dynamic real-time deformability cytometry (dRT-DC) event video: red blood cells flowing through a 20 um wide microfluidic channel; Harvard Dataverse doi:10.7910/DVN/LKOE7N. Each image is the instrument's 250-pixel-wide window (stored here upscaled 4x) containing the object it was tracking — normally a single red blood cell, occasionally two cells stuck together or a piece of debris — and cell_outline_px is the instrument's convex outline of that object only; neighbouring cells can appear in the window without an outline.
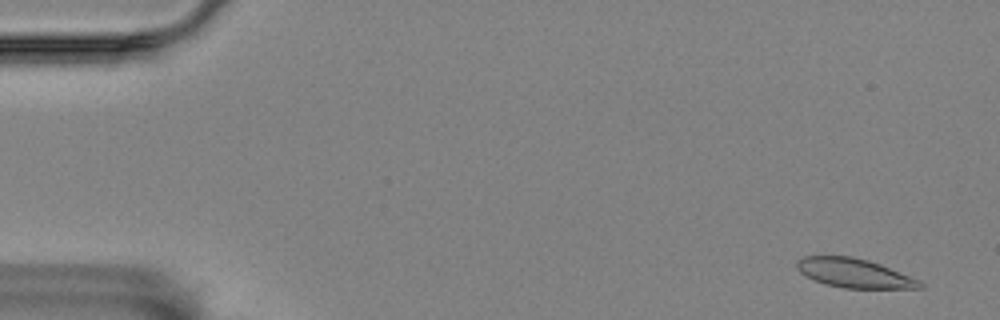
{"species": "Egyptian fruit bat (a non-hibernating species)", "species_latin": "Rousettus aegyptiacus", "temperature_condition": "room temperature", "stored_images_in_passage": 6, "camera_frame_rate_fps": 3000, "um_per_image_px": 0.085, "animal": {"sex": "female"}, "frame": {"image": 1, "passage_image": 1, "time_ms": 0.0, "image_size_px": [1000, 320], "cell_outline_px": [[924, 288], [844, 288], [824, 284], [812, 280], [800, 272], [796, 268], [796, 260], [804, 256], [852, 256], [868, 260], [880, 264], [920, 280], [924, 284]], "centroid_in_image_um": [72.58, 23.21], "position_along_channel_um": 12.4, "area_um2": 20.98}}
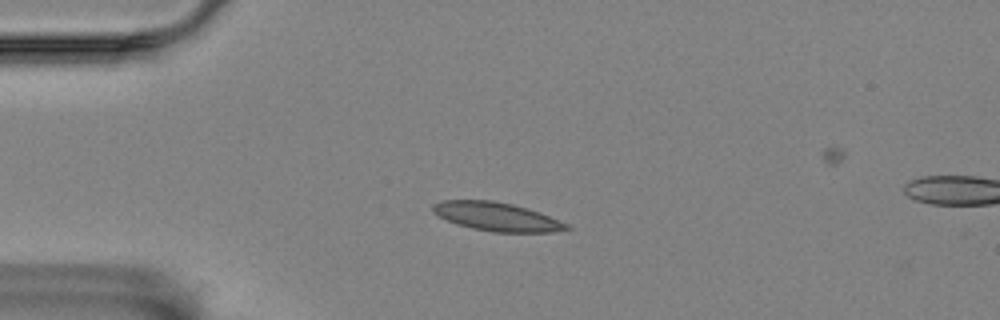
{"frame": {"image": 2, "passage_image": 4, "time_ms": 1.0, "image_size_px": [1000, 320], "cell_outline_px": [[572, 228], [552, 232], [492, 232], [472, 228], [456, 224], [436, 216], [432, 212], [432, 204], [440, 200], [492, 200], [512, 204], [528, 208], [540, 212], [568, 224]], "centroid_in_image_um": [42.18, 18.41], "position_along_channel_um": 42.8, "area_um2": 22.48}}